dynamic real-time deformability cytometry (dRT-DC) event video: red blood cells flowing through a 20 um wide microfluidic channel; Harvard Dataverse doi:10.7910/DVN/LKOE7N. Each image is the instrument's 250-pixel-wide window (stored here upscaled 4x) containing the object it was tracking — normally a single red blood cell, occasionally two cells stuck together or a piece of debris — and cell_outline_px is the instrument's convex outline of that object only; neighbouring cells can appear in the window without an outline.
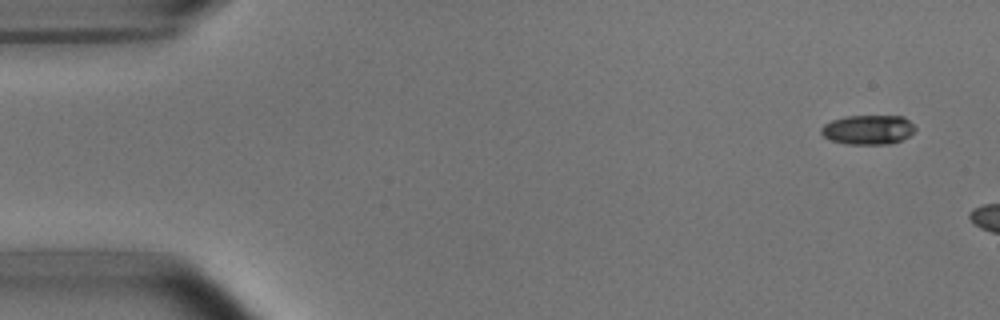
{"species": "common noctule bat (a hibernating species)", "species_latin": "Nyctalus noctula", "temperature_condition": "room temperature", "stored_images_in_passage": 3, "camera_frame_rate_fps": 3000, "um_per_image_px": 0.085, "animal": {"sex": "male", "body_mass_g": 15.6}, "frame": {"image": 1, "passage_image": 1, "time_ms": 0.0, "image_size_px": [1000, 320], "cell_outline_px": [[916, 128], [908, 136], [900, 140], [888, 144], [844, 144], [832, 140], [824, 136], [820, 132], [820, 128], [824, 124], [832, 120], [848, 116], [904, 116]], "centroid_in_image_um": [73.76, 11.02], "position_along_channel_um": 11.2, "area_um2": 16.01}}